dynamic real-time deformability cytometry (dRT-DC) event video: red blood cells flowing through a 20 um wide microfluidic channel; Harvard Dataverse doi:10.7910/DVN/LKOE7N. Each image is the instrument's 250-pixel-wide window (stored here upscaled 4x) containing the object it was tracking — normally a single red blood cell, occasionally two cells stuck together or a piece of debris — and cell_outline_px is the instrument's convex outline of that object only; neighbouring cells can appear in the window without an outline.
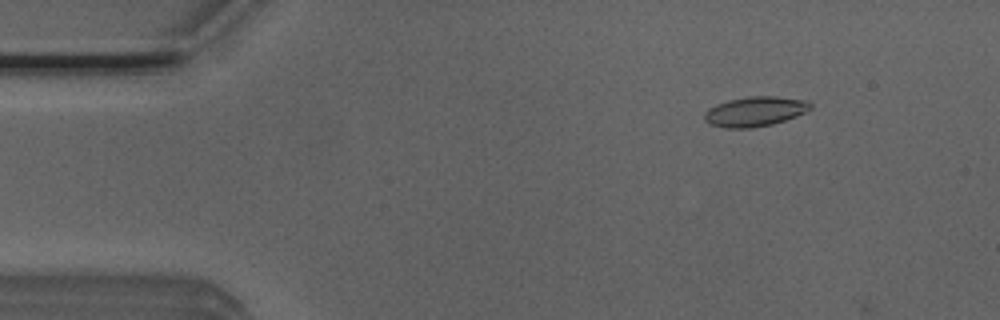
{"species": "Egyptian fruit bat (a non-hibernating species)", "species_latin": "Rousettus aegyptiacus", "temperature_condition": "room temperature", "stored_images_in_passage": 13, "camera_frame_rate_fps": 3000, "um_per_image_px": 0.085, "animal": {"sex": "male"}, "frame": {"image": 1, "passage_image": 7, "time_ms": 2.0, "image_size_px": [1000, 320], "cell_outline_px": [[812, 108], [796, 116], [772, 124], [752, 128], [724, 128], [712, 124], [704, 120], [704, 112], [708, 108], [716, 104], [728, 100], [752, 96], [776, 96], [808, 100], [812, 104]], "centroid_in_image_um": [64.18, 9.47], "position_along_channel_um": 20.8, "area_um2": 18.44}}